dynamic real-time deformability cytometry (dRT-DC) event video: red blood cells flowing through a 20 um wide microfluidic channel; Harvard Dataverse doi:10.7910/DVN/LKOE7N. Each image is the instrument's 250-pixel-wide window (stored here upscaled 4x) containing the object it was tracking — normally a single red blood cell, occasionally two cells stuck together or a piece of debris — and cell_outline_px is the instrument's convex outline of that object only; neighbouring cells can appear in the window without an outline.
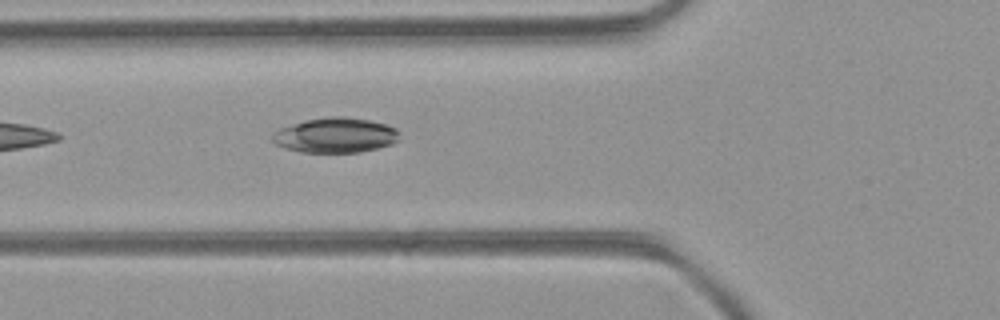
{"species": "common noctule bat (a hibernating species)", "species_latin": "Nyctalus noctula", "temperature_condition": "room temperature", "stored_images_in_passage": 3, "camera_frame_rate_fps": 3000, "um_per_image_px": 0.085, "animal": {"sex": "female", "body_mass_g": 21.9}, "frame": {"image": 1, "passage_image": 3, "time_ms": 0.667, "image_size_px": [1000, 320], "cell_outline_px": [[400, 140], [392, 144], [360, 152], [300, 152], [284, 148], [276, 144], [272, 140], [272, 136], [280, 128], [304, 120], [328, 116], [344, 116], [368, 120], [384, 124], [396, 128]], "centroid_in_image_um": [28.5, 11.49], "position_along_channel_um": 97.3, "area_um2": 25.84}}